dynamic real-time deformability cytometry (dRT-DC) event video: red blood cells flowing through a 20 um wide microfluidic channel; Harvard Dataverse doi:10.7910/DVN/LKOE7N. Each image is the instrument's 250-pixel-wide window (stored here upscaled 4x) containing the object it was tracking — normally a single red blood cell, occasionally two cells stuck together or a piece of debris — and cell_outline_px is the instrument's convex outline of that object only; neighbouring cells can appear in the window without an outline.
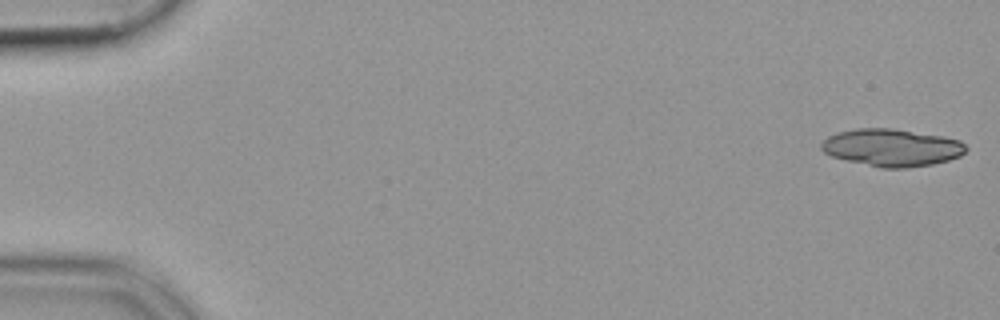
{"species": "common noctule bat (a hibernating species)", "species_latin": "Nyctalus noctula", "temperature_condition": "cold", "stored_images_in_passage": 53, "segment_of_instrument_passage": [1, 2], "camera_frame_rate_fps": 3000, "um_per_image_px": 0.085, "animal": {"sex": "female", "body_mass_g": 19.9}, "frame": {"image": 1, "passage_image": 1, "time_ms": 0.0, "image_size_px": [1000, 320], "cell_outline_px": [[968, 148], [960, 156], [948, 160], [932, 164], [908, 168], [880, 168], [832, 156], [824, 152], [820, 148], [820, 144], [828, 136], [836, 132], [856, 128], [892, 128], [944, 136], [960, 140]], "centroid_in_image_um": [75.8, 12.54], "position_along_channel_um": 9.2, "area_um2": 31.62}}